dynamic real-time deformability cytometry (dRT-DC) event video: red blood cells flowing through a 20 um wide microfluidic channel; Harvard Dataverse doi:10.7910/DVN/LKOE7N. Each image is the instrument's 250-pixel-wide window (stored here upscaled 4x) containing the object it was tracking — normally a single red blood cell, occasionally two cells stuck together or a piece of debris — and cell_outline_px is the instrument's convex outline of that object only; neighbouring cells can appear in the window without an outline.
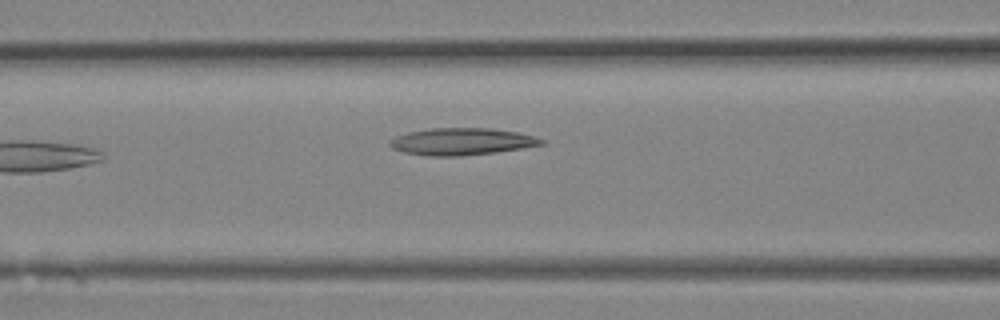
{"species": "Egyptian fruit bat (a non-hibernating species)", "species_latin": "Rousettus aegyptiacus", "temperature_condition": "room temperature", "stored_images_in_passage": 13, "camera_frame_rate_fps": 3000, "um_per_image_px": 0.085, "animal": {"sex": "female"}, "frame": {"image": 1, "passage_image": 13, "time_ms": 4.0, "image_size_px": [1000, 320], "cell_outline_px": [[544, 144], [524, 148], [496, 152], [460, 156], [428, 156], [404, 152], [392, 148], [388, 144], [388, 140], [396, 136], [408, 132], [428, 128], [492, 128], [516, 132], [532, 136], [544, 140]], "centroid_in_image_um": [39.2, 12.03], "position_along_channel_um": 127.4, "area_um2": 23.93}}